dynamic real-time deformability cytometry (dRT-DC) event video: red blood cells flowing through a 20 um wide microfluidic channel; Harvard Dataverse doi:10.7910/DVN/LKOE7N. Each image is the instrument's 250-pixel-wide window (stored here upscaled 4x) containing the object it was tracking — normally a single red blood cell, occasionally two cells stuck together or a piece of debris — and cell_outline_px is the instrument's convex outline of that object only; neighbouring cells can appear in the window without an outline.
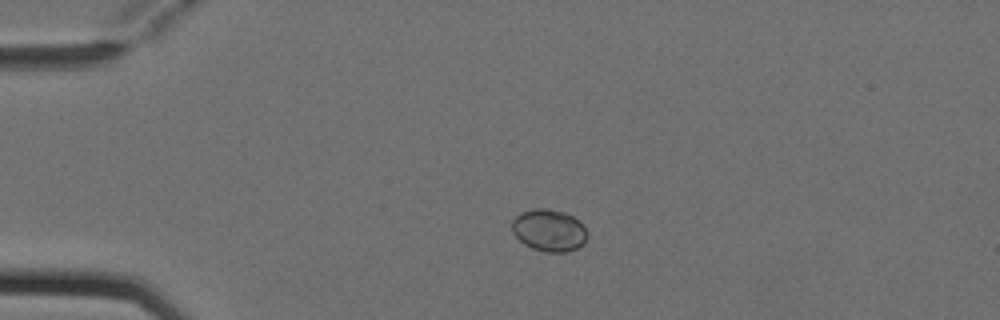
{"species": "Egyptian fruit bat (a non-hibernating species)", "species_latin": "Rousettus aegyptiacus", "temperature_condition": "cold", "stored_images_in_passage": 3, "camera_frame_rate_fps": 3000, "um_per_image_px": 0.085, "animal": {"sex": "female"}, "frame": {"image": 1, "passage_image": 2, "time_ms": 0.333, "image_size_px": [1000, 320], "cell_outline_px": [[588, 236], [584, 244], [568, 252], [544, 252], [532, 248], [524, 244], [512, 232], [512, 220], [520, 212], [536, 208], [548, 208], [564, 212], [580, 220], [584, 224], [588, 232]], "centroid_in_image_um": [46.7, 19.57], "position_along_channel_um": 38.3, "area_um2": 18.79}}